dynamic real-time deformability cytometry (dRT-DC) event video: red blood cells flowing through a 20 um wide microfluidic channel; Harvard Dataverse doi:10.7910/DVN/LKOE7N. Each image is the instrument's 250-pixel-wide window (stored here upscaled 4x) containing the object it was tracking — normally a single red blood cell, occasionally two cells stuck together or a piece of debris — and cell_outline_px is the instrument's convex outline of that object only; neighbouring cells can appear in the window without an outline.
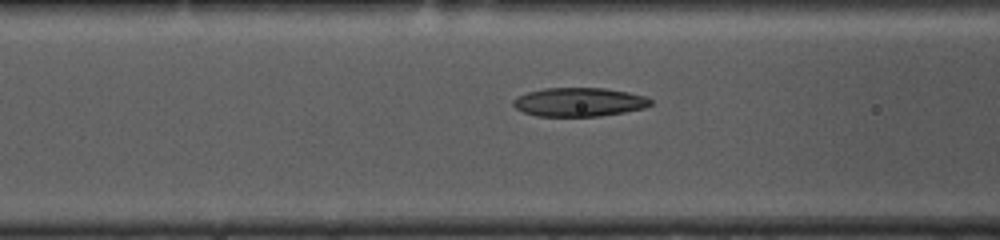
{"species": "common noctule bat (a hibernating species)", "species_latin": "Nyctalus noctula", "temperature_condition": "cold", "stored_images_in_passage": 17, "camera_frame_rate_fps": 3000, "um_per_image_px": 0.085, "animal": {"sex": "female", "body_mass_g": 10.0, "forearm_length_mm": 53.1}, "frame": {"image": 1, "passage_image": 15, "time_ms": 4.667, "image_size_px": [1000, 240], "cell_outline_px": [[652, 104], [644, 108], [624, 112], [600, 116], [536, 116], [524, 112], [516, 108], [512, 104], [512, 100], [528, 92], [544, 88], [604, 88], [628, 92], [648, 96], [652, 100]], "centroid_in_image_um": [49.26, 8.67], "position_along_channel_um": 117.3, "area_um2": 23.06}}